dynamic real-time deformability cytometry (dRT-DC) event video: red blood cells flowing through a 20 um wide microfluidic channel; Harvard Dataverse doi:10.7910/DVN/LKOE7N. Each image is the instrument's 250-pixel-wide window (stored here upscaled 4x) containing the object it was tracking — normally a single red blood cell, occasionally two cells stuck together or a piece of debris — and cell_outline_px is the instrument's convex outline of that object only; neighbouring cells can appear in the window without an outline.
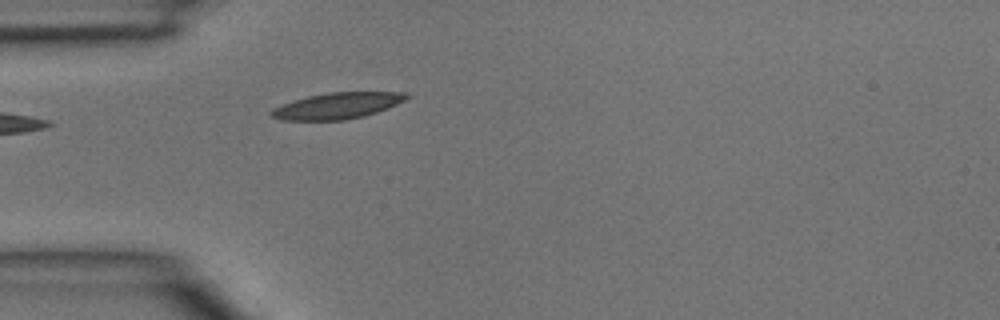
{"species": "common noctule bat (a hibernating species)", "species_latin": "Nyctalus noctula", "temperature_condition": "room temperature", "stored_images_in_passage": 4, "camera_frame_rate_fps": 3000, "um_per_image_px": 0.085, "animal": {"sex": "male", "body_mass_g": 15.6}, "frame": {"image": 1, "passage_image": 4, "time_ms": 1.0, "image_size_px": [1000, 320], "cell_outline_px": [[412, 96], [388, 108], [364, 116], [344, 120], [280, 120], [272, 116], [268, 112], [272, 108], [308, 96], [328, 92], [408, 92]], "centroid_in_image_um": [28.69, 8.98], "position_along_channel_um": 56.3, "area_um2": 20.58}}